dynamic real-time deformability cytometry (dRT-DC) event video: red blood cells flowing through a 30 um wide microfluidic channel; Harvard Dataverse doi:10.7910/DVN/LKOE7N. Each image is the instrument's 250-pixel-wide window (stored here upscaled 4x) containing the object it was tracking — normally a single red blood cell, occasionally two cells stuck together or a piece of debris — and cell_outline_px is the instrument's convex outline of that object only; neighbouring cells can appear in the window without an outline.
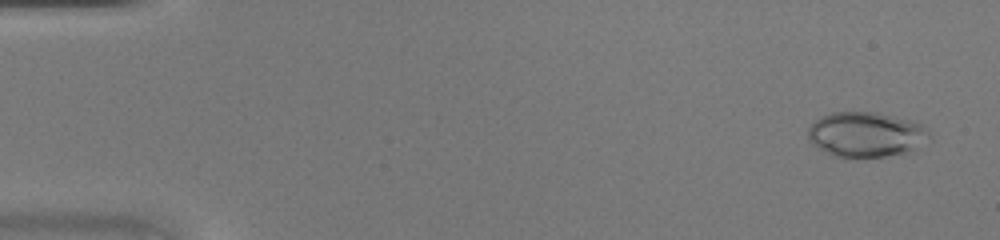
{"species": "common noctule bat (a hibernating species)", "species_latin": "Nyctalus noctula", "temperature_condition": "warm", "stored_images_in_passage": 46, "camera_frame_rate_fps": 3000, "um_per_image_px": 0.085, "animal": {"sex": "female", "body_mass_g": 20.0, "forearm_length_mm": 54.0}, "frame": {"image": 1, "passage_image": 2, "time_ms": 0.333, "image_size_px": [1000, 240], "cell_outline_px": [[932, 140], [904, 152], [884, 156], [856, 160], [832, 156], [812, 144], [808, 140], [808, 128], [820, 116], [832, 112], [876, 112], [908, 120], [920, 124], [932, 136]], "centroid_in_image_um": [73.56, 11.46], "position_along_channel_um": 11.4, "area_um2": 32.19}}
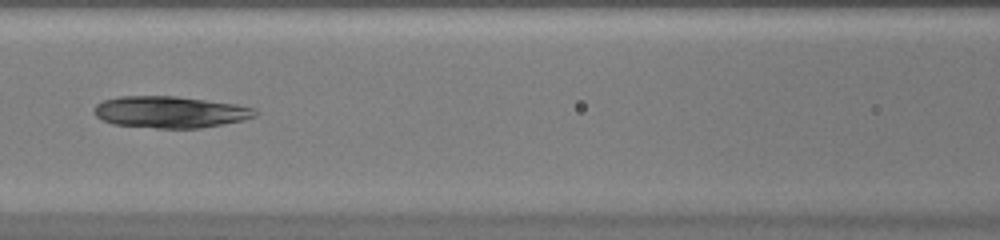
{"frame": {"image": 2, "passage_image": 21, "time_ms": 6.667, "image_size_px": [1000, 240], "cell_outline_px": [[260, 112], [256, 116], [240, 120], [200, 128], [156, 128], [112, 124], [96, 116], [96, 104], [104, 100], [120, 96], [176, 96], [236, 104], [256, 108]], "centroid_in_image_um": [14.49, 9.52], "position_along_channel_um": 152.1, "area_um2": 29.48}}
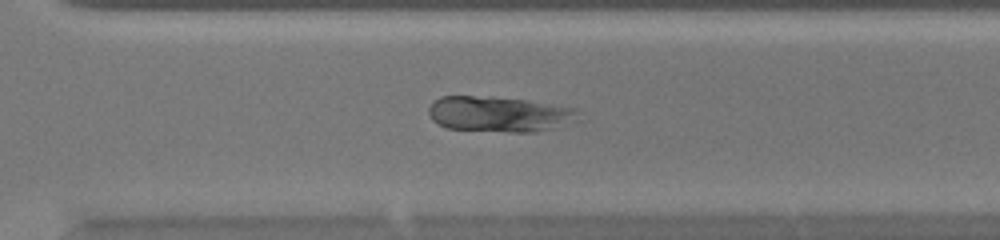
{"frame": {"image": 3, "passage_image": 33, "time_ms": 10.667, "image_size_px": [1000, 240], "cell_outline_px": [[584, 120], [536, 132], [508, 132], [448, 128], [432, 120], [428, 112], [428, 108], [440, 96], [492, 96], [528, 100], [572, 108]], "centroid_in_image_um": [42.46, 9.7], "position_along_channel_um": 328.1, "area_um2": 31.1}}